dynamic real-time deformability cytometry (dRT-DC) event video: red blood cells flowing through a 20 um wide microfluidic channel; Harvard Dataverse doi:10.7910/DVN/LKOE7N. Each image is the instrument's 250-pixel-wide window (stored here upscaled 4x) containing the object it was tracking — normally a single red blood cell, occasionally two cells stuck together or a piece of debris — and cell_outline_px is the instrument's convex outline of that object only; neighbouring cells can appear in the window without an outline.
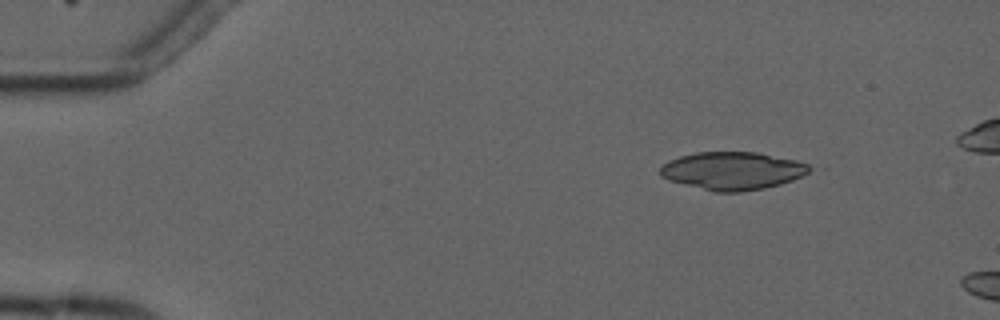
{"species": "common noctule bat (a hibernating species)", "species_latin": "Nyctalus noctula", "temperature_condition": "cold", "stored_images_in_passage": 3, "camera_frame_rate_fps": 3000, "um_per_image_px": 0.085, "animal": {"sex": "male", "forearm_length_mm": 52.5}, "frame": {"image": 1, "passage_image": 1, "time_ms": 0.0, "image_size_px": [1000, 320], "cell_outline_px": [[816, 168], [792, 180], [780, 184], [764, 188], [740, 192], [716, 192], [668, 180], [660, 176], [660, 168], [668, 160], [680, 156], [696, 152], [756, 152], [796, 160], [808, 164]], "centroid_in_image_um": [62.26, 14.51], "position_along_channel_um": 22.7, "area_um2": 32.89}}